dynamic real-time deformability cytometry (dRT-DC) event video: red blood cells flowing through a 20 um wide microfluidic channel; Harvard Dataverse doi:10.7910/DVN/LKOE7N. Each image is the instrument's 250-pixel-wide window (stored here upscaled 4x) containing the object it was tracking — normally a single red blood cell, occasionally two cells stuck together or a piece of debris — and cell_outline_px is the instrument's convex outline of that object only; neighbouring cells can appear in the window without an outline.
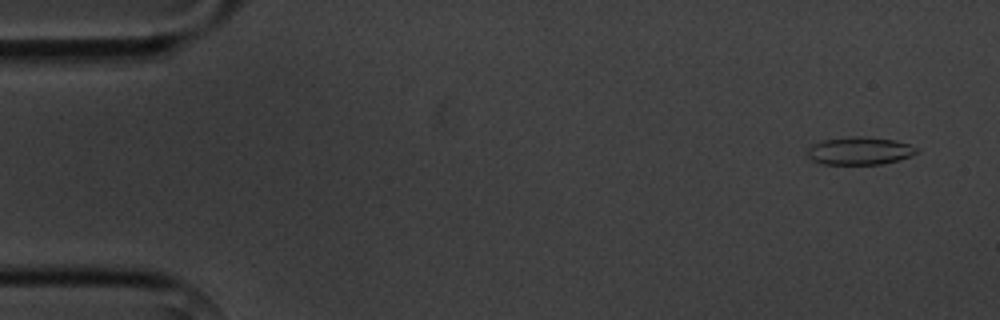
{"species": "common noctule bat (a hibernating species)", "species_latin": "Nyctalus noctula", "temperature_condition": "cold", "stored_images_in_passage": 9, "camera_frame_rate_fps": 3000, "um_per_image_px": 0.085, "animal": {"sex": "male", "body_mass_g": 20.1, "forearm_length_mm": 53.5}, "frame": {"image": 1, "passage_image": 1, "time_ms": 0.0, "image_size_px": [1000, 320], "cell_outline_px": [[916, 152], [912, 156], [880, 164], [820, 164], [812, 160], [804, 152], [812, 144], [824, 140], [848, 136], [864, 136], [896, 140], [908, 144], [916, 148]], "centroid_in_image_um": [73.0, 12.81], "position_along_channel_um": 12.0, "area_um2": 17.74}}
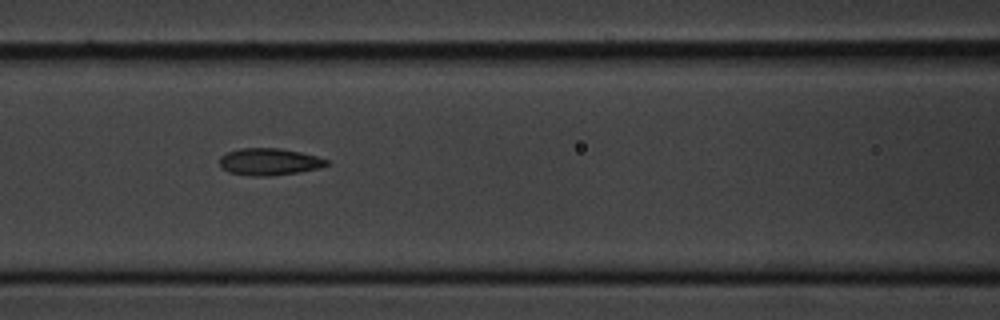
{"frame": {"image": 2, "passage_image": 6, "time_ms": 6.667, "image_size_px": [1000, 320], "cell_outline_px": [[332, 164], [320, 168], [300, 172], [272, 176], [252, 176], [228, 172], [220, 168], [220, 156], [228, 152], [240, 148], [280, 148], [300, 152], [316, 156], [328, 160]], "centroid_in_image_um": [22.9, 13.76], "position_along_channel_um": 143.7, "area_um2": 17.05}}
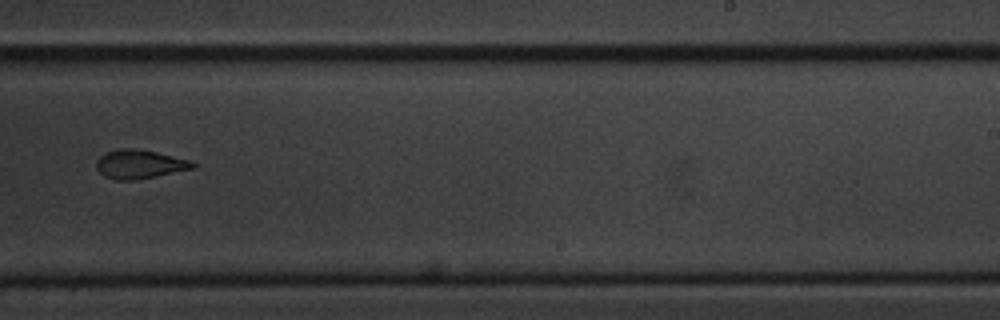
{"frame": {"image": 3, "passage_image": 9, "time_ms": 10.333, "image_size_px": [1000, 320], "cell_outline_px": [[200, 164], [196, 168], [132, 180], [116, 180], [104, 176], [96, 168], [96, 160], [104, 152], [120, 148], [132, 148], [156, 152], [188, 160]], "centroid_in_image_um": [11.85, 13.95], "position_along_channel_um": 277.2, "area_um2": 16.13}}